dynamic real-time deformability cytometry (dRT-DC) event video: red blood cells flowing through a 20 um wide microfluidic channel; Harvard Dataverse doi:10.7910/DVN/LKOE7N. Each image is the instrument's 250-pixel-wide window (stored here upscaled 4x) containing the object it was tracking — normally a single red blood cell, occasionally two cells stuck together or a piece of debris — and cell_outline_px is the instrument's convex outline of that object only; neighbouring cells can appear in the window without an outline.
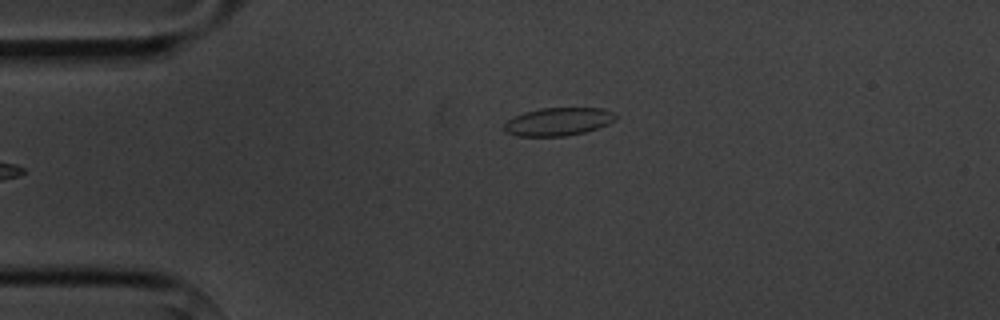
{"species": "common noctule bat (a hibernating species)", "species_latin": "Nyctalus noctula", "temperature_condition": "cold", "stored_images_in_passage": 3, "camera_frame_rate_fps": 3000, "um_per_image_px": 0.085, "animal": {"sex": "male", "body_mass_g": 20.1, "forearm_length_mm": 53.5}, "frame": {"image": 1, "passage_image": 3, "time_ms": 2.333, "image_size_px": [1000, 320], "cell_outline_px": [[616, 120], [608, 124], [584, 132], [564, 136], [520, 136], [504, 132], [504, 124], [508, 120], [524, 112], [540, 108], [604, 108], [616, 112]], "centroid_in_image_um": [47.48, 10.33], "position_along_channel_um": 37.5, "area_um2": 18.21}}